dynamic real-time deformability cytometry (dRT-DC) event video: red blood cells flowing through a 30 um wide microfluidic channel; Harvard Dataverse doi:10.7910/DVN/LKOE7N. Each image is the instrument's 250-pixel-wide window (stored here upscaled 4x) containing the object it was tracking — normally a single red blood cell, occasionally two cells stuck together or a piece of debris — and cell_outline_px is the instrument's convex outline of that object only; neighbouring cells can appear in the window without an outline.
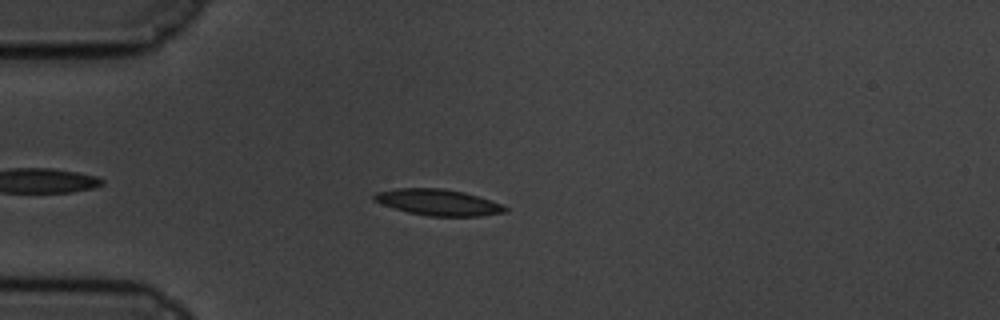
{"species": "common noctule bat (a hibernating species)", "species_latin": "Nyctalus noctula", "temperature_condition": "cold", "stored_images_in_passage": 52, "camera_frame_rate_fps": 3000, "um_per_image_px": 0.085, "animal": {"sex": "male", "body_mass_g": 19.5, "forearm_length_mm": 54.6}, "frame": {"image": 1, "passage_image": 8, "time_ms": 2.333, "image_size_px": [1000, 320], "cell_outline_px": [[508, 212], [480, 216], [428, 216], [408, 212], [372, 200], [372, 196], [376, 192], [396, 188], [444, 188], [464, 192], [500, 204], [508, 208]], "centroid_in_image_um": [37.23, 17.19], "position_along_channel_um": 47.8, "area_um2": 19.83}}
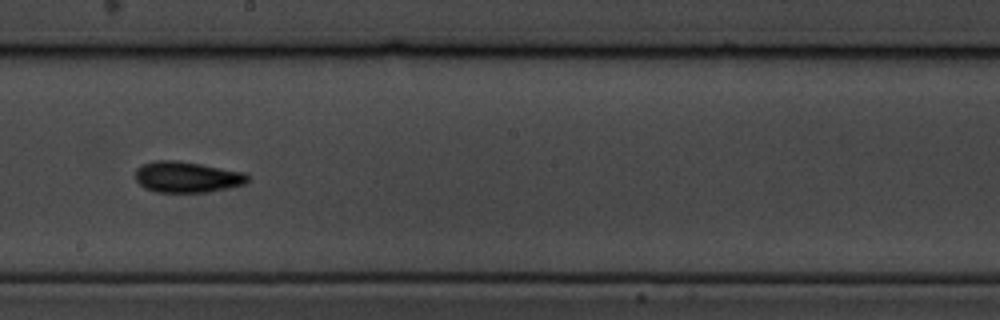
{"frame": {"image": 2, "passage_image": 26, "time_ms": 8.333, "image_size_px": [1000, 320], "cell_outline_px": [[248, 180], [244, 184], [228, 188], [208, 192], [156, 192], [144, 188], [136, 180], [136, 168], [140, 164], [152, 160], [176, 160], [200, 164], [244, 172], [248, 176]], "centroid_in_image_um": [15.85, 15.04], "position_along_channel_um": 232.4, "area_um2": 20.35}}
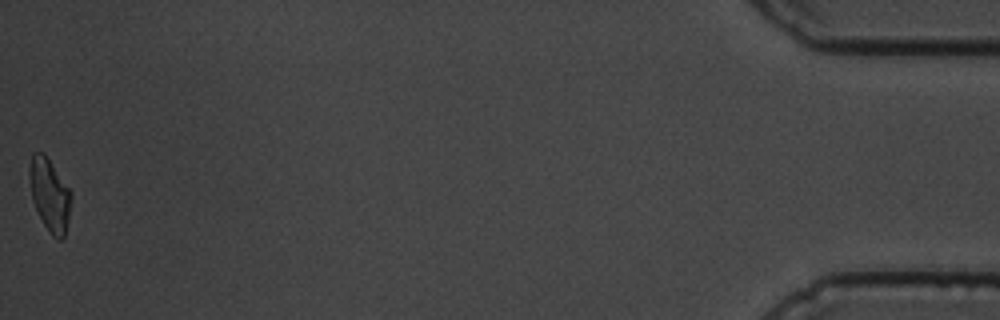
{"frame": {"image": 3, "passage_image": 52, "time_ms": 17.0, "image_size_px": [1000, 320], "cell_outline_px": [[72, 196], [68, 220], [64, 236], [60, 240], [52, 236], [48, 232], [32, 200], [28, 176], [28, 168], [32, 152], [44, 152], [72, 192]], "centroid_in_image_um": [4.21, 16.52], "position_along_channel_um": 431.0, "area_um2": 17.8}, "authors_computed_cell_mechanics": {"area_um2": 18.9584, "velocity_mm_per_s": 3.3484, "shape_relaxation_time_tau1_ms": 4.5503, "shape_relaxation_time_tau2_ms": 3.5923, "deformation_change_tau1": 0.1372, "deformation_change_tau2": 0.1}}